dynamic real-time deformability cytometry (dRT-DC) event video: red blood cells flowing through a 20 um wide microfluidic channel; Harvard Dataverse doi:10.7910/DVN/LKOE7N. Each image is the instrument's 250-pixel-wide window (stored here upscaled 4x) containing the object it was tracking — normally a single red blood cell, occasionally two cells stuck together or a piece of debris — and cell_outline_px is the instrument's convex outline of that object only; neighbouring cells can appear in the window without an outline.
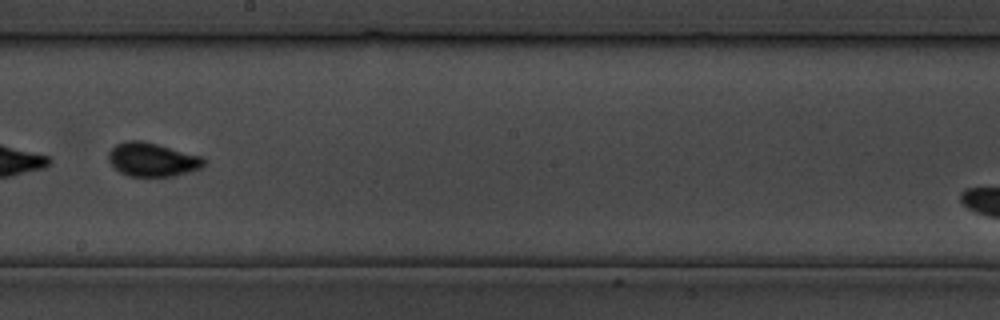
{"species": "common noctule bat (a hibernating species)", "species_latin": "Nyctalus noctula", "temperature_condition": "cold", "stored_images_in_passage": 25, "camera_frame_rate_fps": 3000, "um_per_image_px": 0.085, "animal": {"sex": "male", "body_mass_g": 19.5, "forearm_length_mm": 54.6}, "frame": {"image": 1, "passage_image": 15, "time_ms": 16.667, "image_size_px": [1000, 320], "cell_outline_px": [[208, 160], [200, 168], [188, 172], [172, 176], [128, 176], [120, 172], [108, 160], [108, 152], [116, 144], [128, 140], [140, 140], [156, 144], [200, 156]], "centroid_in_image_um": [12.93, 13.56], "position_along_channel_um": 235.3, "area_um2": 18.5}}